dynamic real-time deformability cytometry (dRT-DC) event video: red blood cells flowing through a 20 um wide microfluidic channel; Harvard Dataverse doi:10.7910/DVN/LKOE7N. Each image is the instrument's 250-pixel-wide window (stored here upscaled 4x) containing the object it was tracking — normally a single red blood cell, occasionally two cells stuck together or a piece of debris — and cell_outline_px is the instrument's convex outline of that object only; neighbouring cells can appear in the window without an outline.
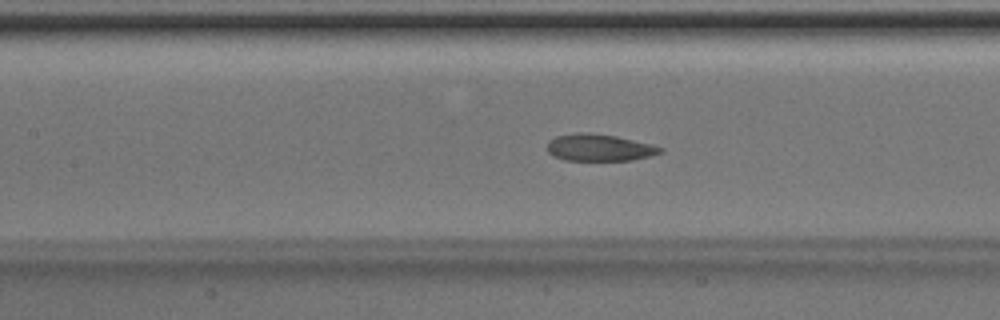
{"species": "Egyptian fruit bat (a non-hibernating species)", "species_latin": "Rousettus aegyptiacus", "temperature_condition": "room temperature", "stored_images_in_passage": 49, "camera_frame_rate_fps": 3000, "um_per_image_px": 0.085, "animal": {"sex": "male"}, "frame": {"image": 1, "passage_image": 22, "time_ms": 7.0, "image_size_px": [1000, 320], "cell_outline_px": [[664, 152], [632, 160], [564, 160], [552, 156], [548, 152], [548, 140], [556, 136], [576, 132], [588, 132], [616, 136], [652, 144], [664, 148]], "centroid_in_image_um": [50.93, 12.54], "position_along_channel_um": 156.5, "area_um2": 17.86}}
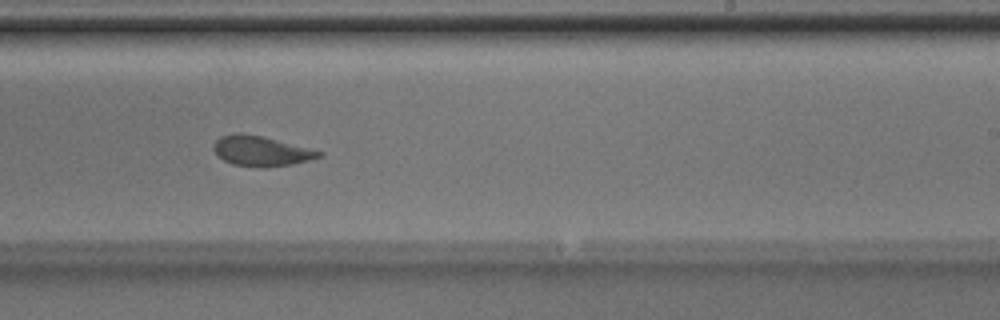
{"frame": {"image": 2, "passage_image": 30, "time_ms": 9.667, "image_size_px": [1000, 320], "cell_outline_px": [[324, 156], [292, 164], [264, 168], [232, 164], [224, 160], [212, 148], [212, 144], [220, 136], [260, 136], [324, 152]], "centroid_in_image_um": [22.24, 12.89], "position_along_channel_um": 266.8, "area_um2": 17.69}}
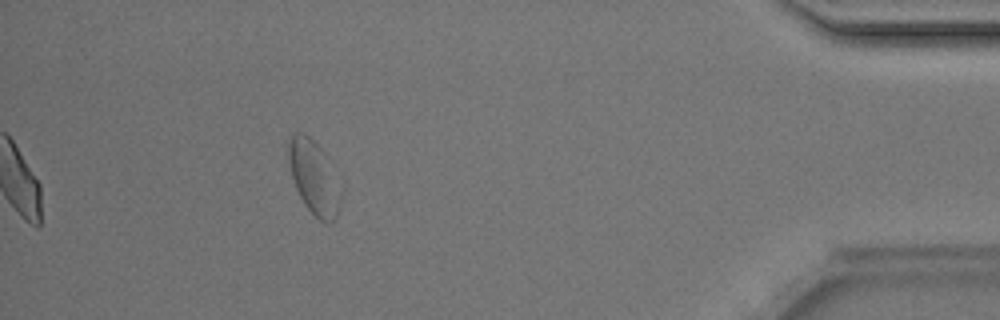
{"frame": {"image": 3, "passage_image": 44, "time_ms": 14.333, "image_size_px": [1000, 320], "cell_outline_px": [[344, 192], [336, 220], [328, 224], [320, 220], [304, 204], [296, 188], [292, 176], [288, 160], [288, 140], [296, 132], [304, 132], [324, 152], [344, 188]], "centroid_in_image_um": [26.75, 15.12], "position_along_channel_um": 408.4, "area_um2": 22.95}, "authors_computed_cell_mechanics": {"area_um2": 19.7098, "velocity_mm_per_s": 4.1578, "shape_relaxation_time_tau1_ms": 4.0436, "shape_relaxation_time_tau2_ms": 2.0795, "deformation_change_tau1": 0.1317, "deformation_change_tau2": 0.0974}}